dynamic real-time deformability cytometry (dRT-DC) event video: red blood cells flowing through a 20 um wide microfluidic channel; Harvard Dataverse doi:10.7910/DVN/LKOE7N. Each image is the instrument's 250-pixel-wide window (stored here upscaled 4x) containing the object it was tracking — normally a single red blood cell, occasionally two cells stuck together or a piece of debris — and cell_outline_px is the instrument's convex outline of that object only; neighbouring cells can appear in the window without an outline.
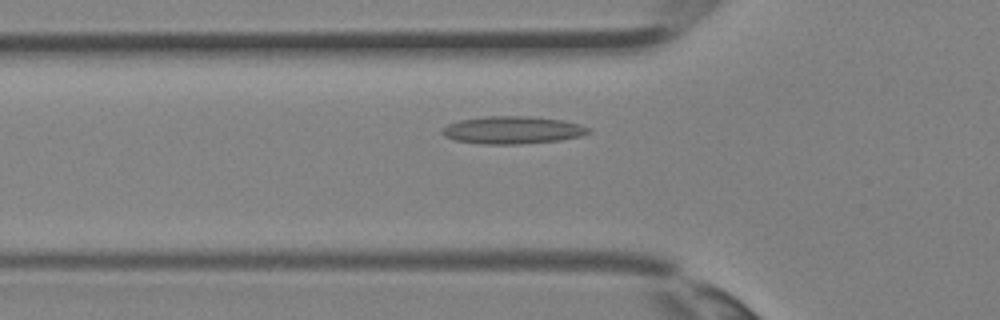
{"species": "Egyptian fruit bat (a non-hibernating species)", "species_latin": "Rousettus aegyptiacus", "temperature_condition": "room temperature", "stored_images_in_passage": 34, "camera_frame_rate_fps": 3000, "um_per_image_px": 0.085, "animal": {"sex": "female"}, "frame": {"image": 1, "passage_image": 10, "time_ms": 3.0, "image_size_px": [1000, 320], "cell_outline_px": [[592, 132], [580, 136], [560, 140], [520, 144], [484, 144], [456, 140], [444, 136], [440, 132], [440, 128], [448, 124], [460, 120], [484, 116], [528, 116], [564, 120], [580, 124], [592, 128]], "centroid_in_image_um": [43.58, 11.05], "position_along_channel_um": 82.2, "area_um2": 23.7}}
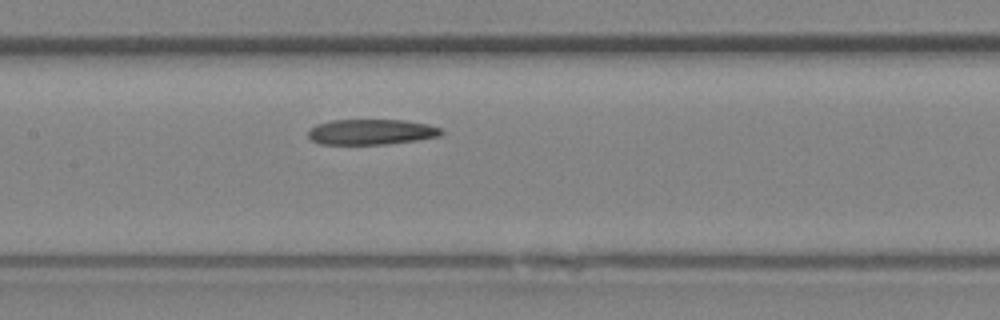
{"frame": {"image": 2, "passage_image": 15, "time_ms": 4.667, "image_size_px": [1000, 320], "cell_outline_px": [[444, 132], [440, 136], [416, 140], [388, 144], [320, 144], [312, 140], [308, 136], [308, 132], [316, 124], [332, 120], [404, 120], [428, 124], [440, 128]], "centroid_in_image_um": [31.57, 11.21], "position_along_channel_um": 175.8, "area_um2": 19.71}}
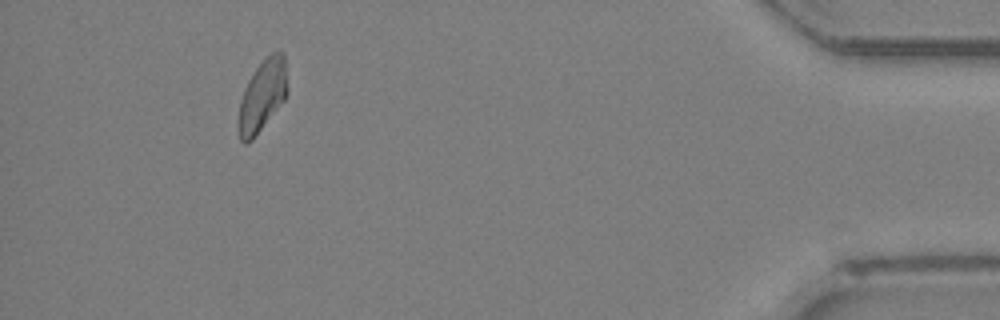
{"frame": {"image": 3, "passage_image": 31, "time_ms": 10.0, "image_size_px": [1000, 320], "cell_outline_px": [[288, 92], [284, 100], [252, 140], [248, 144], [244, 144], [240, 140], [236, 128], [236, 120], [240, 100], [244, 88], [248, 80], [256, 68], [272, 52], [284, 52]], "centroid_in_image_um": [22.26, 8.19], "position_along_channel_um": 412.9, "area_um2": 20.63}}